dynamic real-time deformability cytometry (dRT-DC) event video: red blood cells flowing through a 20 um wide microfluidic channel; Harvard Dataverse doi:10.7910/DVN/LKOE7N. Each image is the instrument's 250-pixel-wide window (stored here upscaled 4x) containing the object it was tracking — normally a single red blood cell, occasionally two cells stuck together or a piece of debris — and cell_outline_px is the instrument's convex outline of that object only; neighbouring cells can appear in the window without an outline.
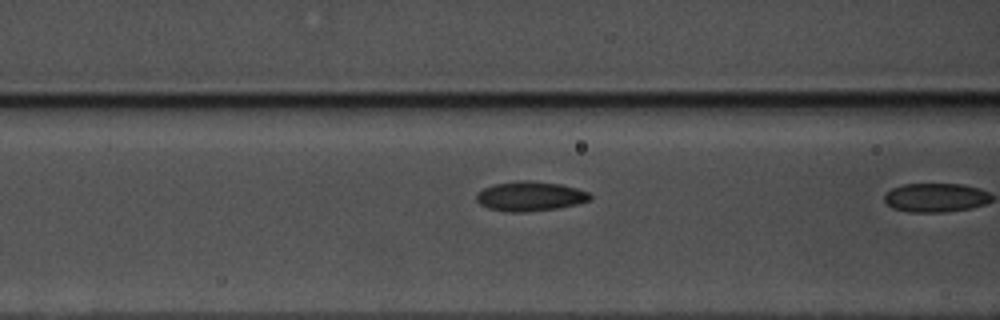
{"species": "common noctule bat (a hibernating species)", "species_latin": "Nyctalus noctula", "temperature_condition": "warm", "stored_images_in_passage": 22, "segment_of_instrument_passage": [2, 2], "camera_frame_rate_fps": 3000, "um_per_image_px": 0.085, "animal": {"sex": "male", "body_mass_g": 17.5, "forearm_length_mm": 52.3}, "frame": {"image": 1, "passage_image": 21, "time_ms": 6.667, "image_size_px": [1000, 320], "cell_outline_px": [[592, 196], [588, 200], [576, 204], [556, 208], [524, 212], [508, 212], [488, 208], [480, 204], [476, 200], [476, 192], [484, 188], [496, 184], [524, 180], [560, 184], [576, 188], [588, 192]], "centroid_in_image_um": [45.02, 16.69], "position_along_channel_um": 121.6, "area_um2": 19.31}}